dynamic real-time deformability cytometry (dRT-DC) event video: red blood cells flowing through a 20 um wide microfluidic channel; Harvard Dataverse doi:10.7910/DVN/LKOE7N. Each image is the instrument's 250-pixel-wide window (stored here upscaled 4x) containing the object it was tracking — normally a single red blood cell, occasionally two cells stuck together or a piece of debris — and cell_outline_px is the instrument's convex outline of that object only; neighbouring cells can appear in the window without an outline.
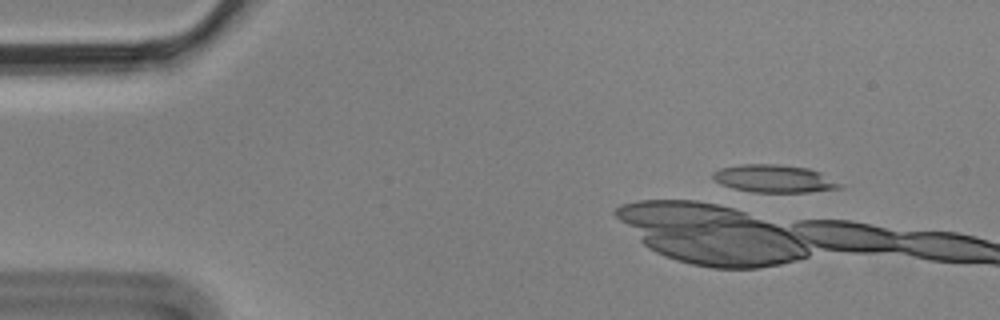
{"species": "Egyptian fruit bat (a non-hibernating species)", "species_latin": "Rousettus aegyptiacus", "temperature_condition": "cold", "stored_images_in_passage": 2, "camera_frame_rate_fps": 3000, "um_per_image_px": 0.085, "animal": {"sex": "male"}, "frame": {"image": 1, "passage_image": 2, "time_ms": 0.333, "image_size_px": [1000, 320], "cell_outline_px": [[844, 184], [840, 188], [808, 192], [752, 192], [732, 188], [720, 184], [712, 176], [712, 172], [720, 168], [740, 164], [776, 164], [808, 168], [820, 172]], "centroid_in_image_um": [65.8, 15.18], "position_along_channel_um": 19.2, "area_um2": 20.52}}